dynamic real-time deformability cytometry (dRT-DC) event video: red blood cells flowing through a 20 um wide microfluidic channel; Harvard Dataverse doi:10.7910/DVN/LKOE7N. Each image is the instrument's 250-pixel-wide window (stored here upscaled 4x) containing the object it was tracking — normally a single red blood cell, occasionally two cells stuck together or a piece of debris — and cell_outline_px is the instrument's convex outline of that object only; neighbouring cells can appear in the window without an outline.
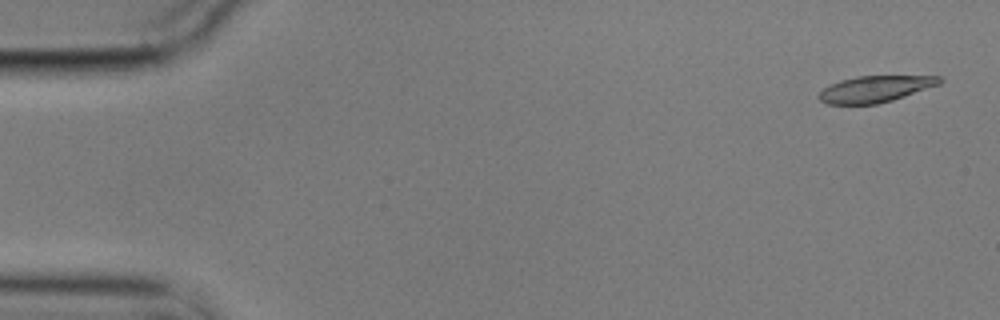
{"species": "common noctule bat (a hibernating species)", "species_latin": "Nyctalus noctula", "temperature_condition": "cold", "stored_images_in_passage": 56, "camera_frame_rate_fps": 3000, "um_per_image_px": 0.085, "animal": {"sex": "male", "body_mass_g": 17.9}, "frame": {"image": 1, "passage_image": 2, "time_ms": 0.333, "image_size_px": [1000, 320], "cell_outline_px": [[944, 80], [940, 84], [892, 100], [876, 104], [828, 104], [820, 100], [816, 96], [824, 88], [840, 80], [856, 76], [940, 76]], "centroid_in_image_um": [74.39, 7.56], "position_along_channel_um": 10.6, "area_um2": 18.44}}
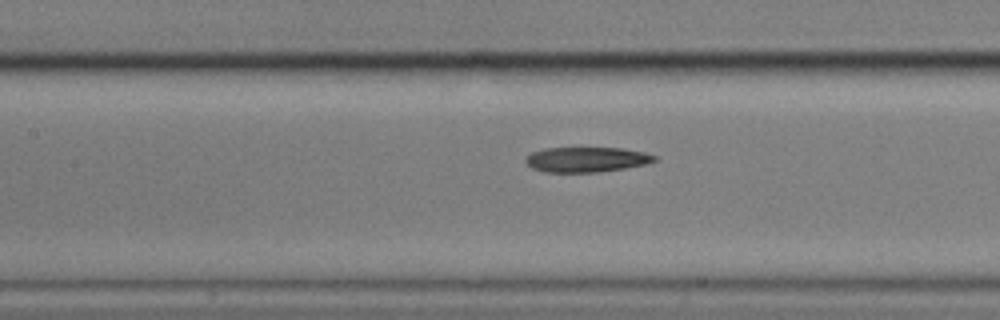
{"frame": {"image": 2, "passage_image": 25, "time_ms": 8.0, "image_size_px": [1000, 320], "cell_outline_px": [[660, 160], [644, 164], [624, 168], [600, 172], [544, 172], [532, 168], [524, 160], [532, 152], [544, 148], [620, 148], [644, 152], [656, 156]], "centroid_in_image_um": [49.86, 13.56], "position_along_channel_um": 157.5, "area_um2": 18.79}}
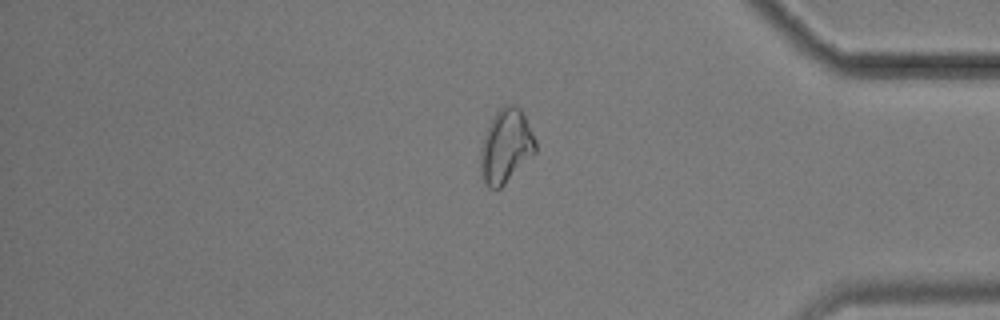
{"frame": {"image": 3, "passage_image": 47, "time_ms": 15.333, "image_size_px": [1000, 320], "cell_outline_px": [[536, 152], [500, 188], [488, 188], [484, 184], [480, 168], [480, 148], [488, 128], [496, 112], [504, 104], [512, 104], [520, 108], [536, 140]], "centroid_in_image_um": [42.99, 12.43], "position_along_channel_um": 392.2, "area_um2": 23.35}, "authors_computed_cell_mechanics": {"area_um2": 20.3167, "velocity_mm_per_s": 3.5277, "shape_relaxation_time_tau1_ms": null, "shape_relaxation_time_tau2_ms": 9.0293, "deformation_change_tau1": null, "deformation_change_tau2": 0.2046}}